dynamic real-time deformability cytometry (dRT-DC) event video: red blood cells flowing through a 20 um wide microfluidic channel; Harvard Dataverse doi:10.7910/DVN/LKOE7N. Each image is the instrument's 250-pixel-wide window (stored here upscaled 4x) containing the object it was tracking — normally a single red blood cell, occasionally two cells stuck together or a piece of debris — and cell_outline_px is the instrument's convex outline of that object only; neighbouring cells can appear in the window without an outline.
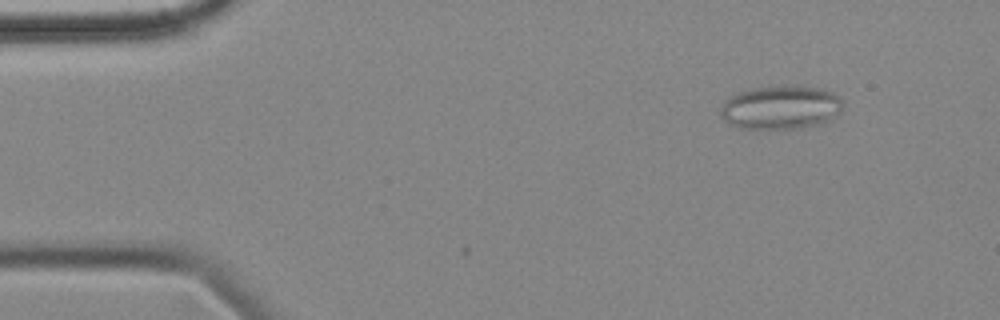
{"species": "common noctule bat (a hibernating species)", "species_latin": "Nyctalus noctula", "temperature_condition": "cold", "stored_images_in_passage": 8, "camera_frame_rate_fps": 3000, "um_per_image_px": 0.085, "animal": {"sex": "female", "body_mass_g": 18.4}, "frame": {"image": 1, "passage_image": 6, "time_ms": 1.667, "image_size_px": [1000, 320], "cell_outline_px": [[844, 104], [840, 112], [836, 116], [828, 120], [816, 124], [800, 128], [740, 128], [728, 124], [720, 116], [720, 108], [724, 100], [728, 96], [752, 88], [768, 84], [796, 84], [816, 88], [832, 92], [840, 96]], "centroid_in_image_um": [66.33, 9.09], "position_along_channel_um": 18.7, "area_um2": 31.85}}